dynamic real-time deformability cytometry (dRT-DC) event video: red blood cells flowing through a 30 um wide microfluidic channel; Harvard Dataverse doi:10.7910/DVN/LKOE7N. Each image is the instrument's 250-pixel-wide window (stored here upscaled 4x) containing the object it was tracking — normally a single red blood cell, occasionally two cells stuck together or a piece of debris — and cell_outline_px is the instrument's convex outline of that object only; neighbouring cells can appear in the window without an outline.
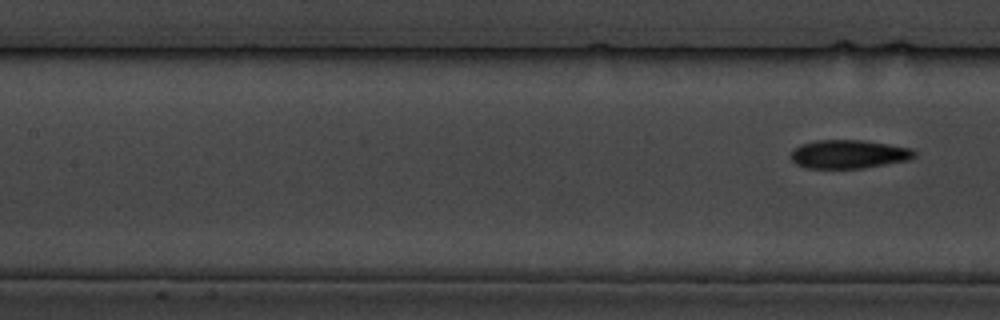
{"species": "common noctule bat (a hibernating species)", "species_latin": "Nyctalus noctula", "temperature_condition": "cold", "stored_images_in_passage": 9, "camera_frame_rate_fps": 3000, "um_per_image_px": 0.085, "animal": {"sex": "male", "body_mass_g": 19.5, "forearm_length_mm": 54.6}, "frame": {"image": 1, "passage_image": 9, "time_ms": 9.0, "image_size_px": [1000, 320], "cell_outline_px": [[916, 156], [908, 160], [864, 168], [804, 168], [796, 164], [792, 160], [792, 152], [800, 144], [816, 140], [864, 140], [912, 148], [916, 152]], "centroid_in_image_um": [72.16, 13.1], "position_along_channel_um": 135.2, "area_um2": 20.58}}